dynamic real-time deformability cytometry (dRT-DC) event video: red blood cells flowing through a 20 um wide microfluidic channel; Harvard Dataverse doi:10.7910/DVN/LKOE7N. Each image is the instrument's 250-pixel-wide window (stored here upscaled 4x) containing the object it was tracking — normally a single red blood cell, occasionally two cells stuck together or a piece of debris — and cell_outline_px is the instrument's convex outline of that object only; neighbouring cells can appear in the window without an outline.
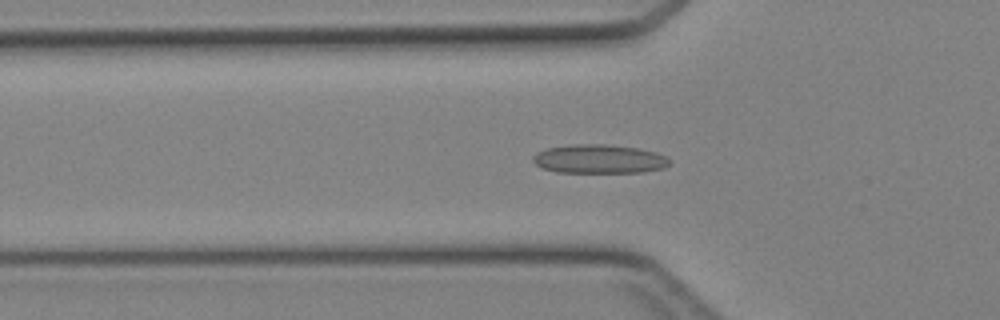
{"species": "Egyptian fruit bat (a non-hibernating species)", "species_latin": "Rousettus aegyptiacus", "temperature_condition": "cold", "stored_images_in_passage": 32, "camera_frame_rate_fps": 3000, "um_per_image_px": 0.085, "animal": {"sex": "female"}, "frame": {"image": 1, "passage_image": 2, "time_ms": 0.333, "image_size_px": [1000, 320], "cell_outline_px": [[672, 160], [664, 168], [644, 172], [556, 172], [540, 168], [532, 160], [532, 156], [536, 152], [548, 148], [572, 144], [604, 144], [636, 148], [656, 152]], "centroid_in_image_um": [50.9, 13.52], "position_along_channel_um": 74.9, "area_um2": 23.0}}
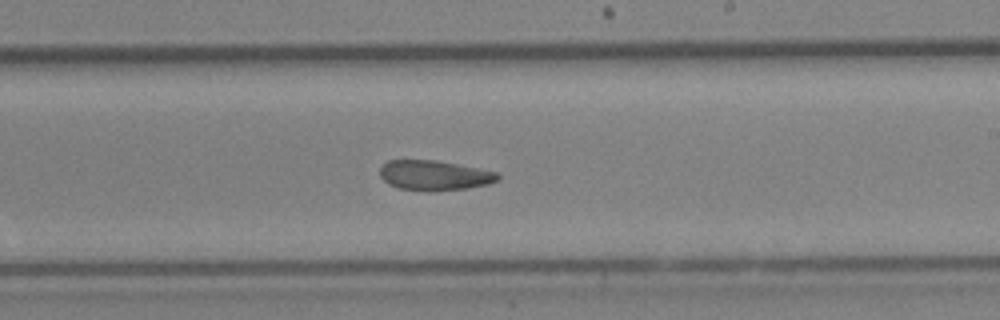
{"frame": {"image": 2, "passage_image": 14, "time_ms": 4.333, "image_size_px": [1000, 320], "cell_outline_px": [[500, 176], [496, 180], [488, 184], [468, 188], [436, 192], [428, 192], [396, 188], [388, 184], [380, 176], [380, 168], [388, 160], [436, 160], [496, 172]], "centroid_in_image_um": [36.87, 14.93], "position_along_channel_um": 252.1, "area_um2": 20.69}}
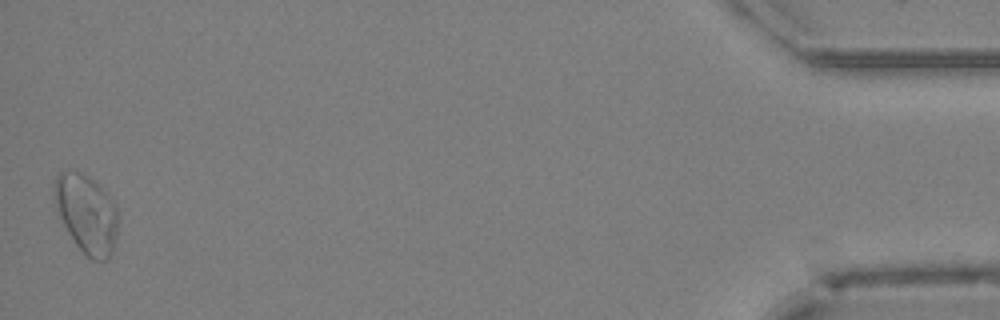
{"frame": {"image": 3, "passage_image": 32, "time_ms": 10.333, "image_size_px": [1000, 320], "cell_outline_px": [[116, 236], [112, 252], [108, 260], [92, 260], [76, 244], [68, 232], [60, 216], [52, 192], [52, 184], [56, 176], [60, 172], [80, 172], [88, 176], [108, 192], [116, 204]], "centroid_in_image_um": [7.35, 18.14], "position_along_channel_um": 427.8, "area_um2": 28.96}}